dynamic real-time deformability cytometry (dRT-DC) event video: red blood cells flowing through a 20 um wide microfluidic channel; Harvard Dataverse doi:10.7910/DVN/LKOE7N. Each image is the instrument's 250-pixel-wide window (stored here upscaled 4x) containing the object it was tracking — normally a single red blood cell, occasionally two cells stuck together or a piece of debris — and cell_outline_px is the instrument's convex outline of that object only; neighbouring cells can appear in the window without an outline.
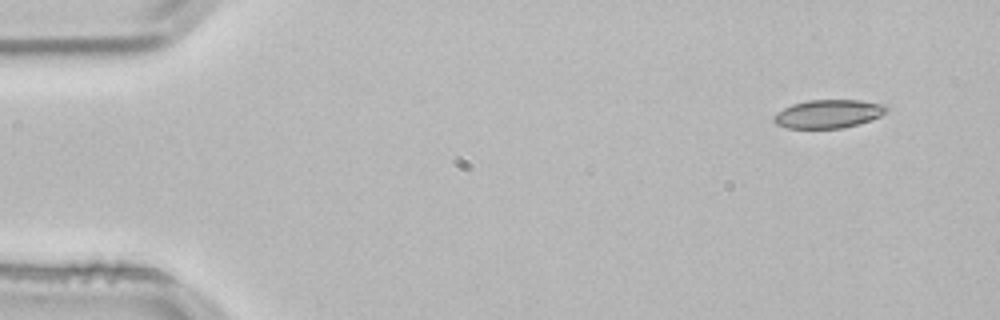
{"species": "common noctule bat (a hibernating species)", "species_latin": "Nyctalus noctula", "temperature_condition": "room temperature", "stored_images_in_passage": 3, "camera_frame_rate_fps": 3000, "um_per_image_px": 0.085, "animal": {"sex": "male", "body_mass_g": 21.5, "forearm_length_mm": 52.0}, "frame": {"image": 1, "passage_image": 1, "time_ms": 0.0, "image_size_px": [1000, 320], "cell_outline_px": [[888, 108], [880, 116], [844, 128], [788, 128], [776, 124], [772, 120], [772, 116], [776, 112], [792, 104], [808, 100], [860, 100], [888, 104]], "centroid_in_image_um": [70.38, 9.67], "position_along_channel_um": 14.6, "area_um2": 18.67}}